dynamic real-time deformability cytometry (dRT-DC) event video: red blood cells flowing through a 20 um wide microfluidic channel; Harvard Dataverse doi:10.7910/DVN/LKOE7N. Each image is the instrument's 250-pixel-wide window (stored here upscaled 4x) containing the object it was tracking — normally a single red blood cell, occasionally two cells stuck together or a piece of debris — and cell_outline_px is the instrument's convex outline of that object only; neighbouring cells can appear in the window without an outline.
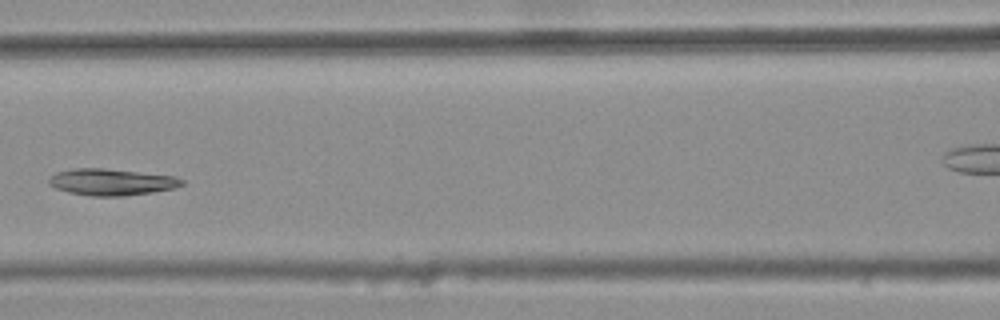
{"species": "common noctule bat (a hibernating species)", "species_latin": "Nyctalus noctula", "temperature_condition": "warm", "stored_images_in_passage": 9, "camera_frame_rate_fps": 3000, "um_per_image_px": 0.085, "animal": {"sex": "female", "body_mass_g": 25.1}, "frame": {"image": 1, "passage_image": 7, "time_ms": 2.0, "image_size_px": [1000, 320], "cell_outline_px": [[184, 184], [176, 188], [152, 192], [124, 196], [92, 196], [68, 192], [56, 188], [48, 184], [48, 180], [56, 172], [72, 168], [104, 168], [176, 176], [184, 180]], "centroid_in_image_um": [9.49, 15.47], "position_along_channel_um": 157.1, "area_um2": 20.69}}
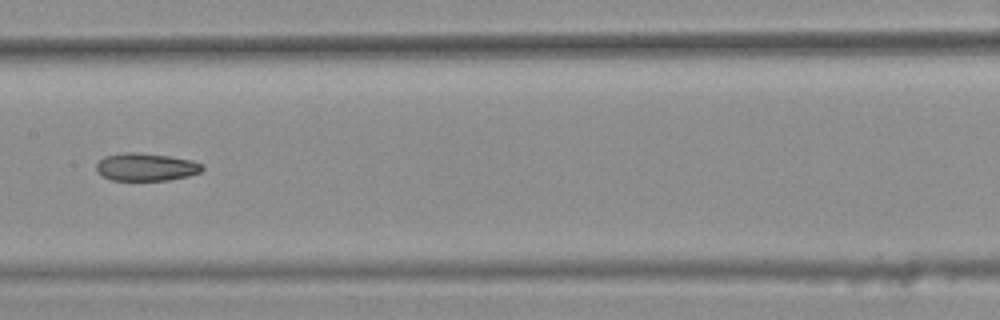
{"frame": {"image": 2, "passage_image": 9, "time_ms": 2.667, "image_size_px": [1000, 320], "cell_outline_px": [[204, 168], [200, 172], [188, 176], [168, 180], [112, 180], [96, 172], [96, 164], [104, 156], [124, 152], [140, 152], [168, 156], [192, 160], [204, 164]], "centroid_in_image_um": [12.41, 14.18], "position_along_channel_um": 195.0, "area_um2": 17.22}}